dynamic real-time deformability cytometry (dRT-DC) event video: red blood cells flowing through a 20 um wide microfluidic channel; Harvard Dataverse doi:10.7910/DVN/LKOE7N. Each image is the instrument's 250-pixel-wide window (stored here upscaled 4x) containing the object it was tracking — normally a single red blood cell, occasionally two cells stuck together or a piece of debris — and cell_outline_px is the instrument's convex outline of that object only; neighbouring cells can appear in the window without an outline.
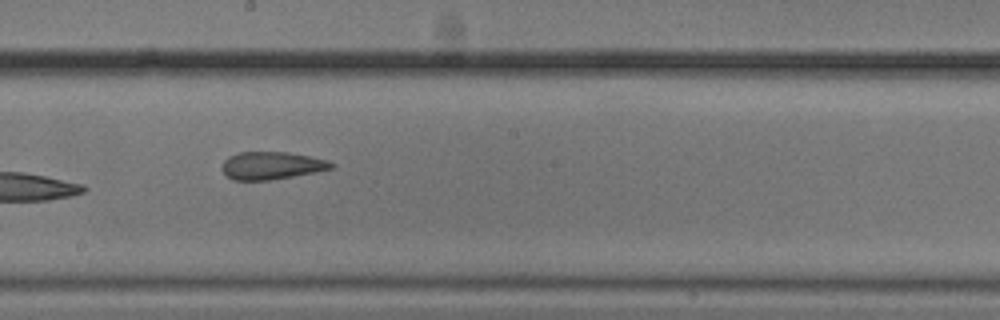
{"species": "common noctule bat (a hibernating species)", "species_latin": "Nyctalus noctula", "temperature_condition": "cold", "stored_images_in_passage": 8, "camera_frame_rate_fps": 3000, "um_per_image_px": 0.085, "animal": {"sex": "male", "body_mass_g": 20.5, "forearm_length_mm": 52.5}, "frame": {"image": 1, "passage_image": 7, "time_ms": 2.0, "image_size_px": [1000, 320], "cell_outline_px": [[336, 164], [332, 168], [316, 172], [268, 180], [232, 180], [224, 172], [224, 160], [228, 156], [240, 152], [288, 152], [312, 156], [328, 160]], "centroid_in_image_um": [23.13, 14.06], "position_along_channel_um": 225.1, "area_um2": 17.51}}